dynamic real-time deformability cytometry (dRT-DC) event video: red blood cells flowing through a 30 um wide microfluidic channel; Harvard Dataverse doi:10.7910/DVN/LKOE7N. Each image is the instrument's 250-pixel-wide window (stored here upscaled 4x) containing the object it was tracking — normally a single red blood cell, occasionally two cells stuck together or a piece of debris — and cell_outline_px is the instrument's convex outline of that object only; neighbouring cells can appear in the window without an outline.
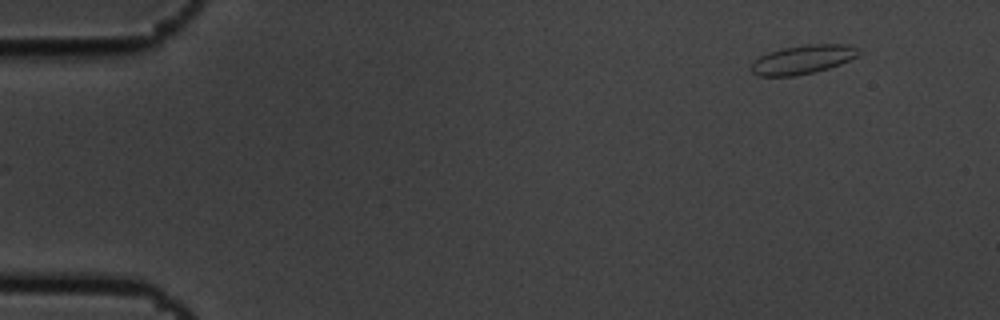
{"species": "common noctule bat (a hibernating species)", "species_latin": "Nyctalus noctula", "temperature_condition": "cold", "stored_images_in_passage": 6, "segment_of_instrument_passage": [2, 2], "camera_frame_rate_fps": 3000, "um_per_image_px": 0.085, "animal": {"sex": "male", "body_mass_g": 19.5, "forearm_length_mm": 54.6}, "frame": {"image": 1, "passage_image": 6, "time_ms": 1.667, "image_size_px": [1000, 320], "cell_outline_px": [[864, 52], [840, 64], [816, 72], [796, 76], [760, 76], [752, 72], [752, 64], [760, 56], [768, 52], [784, 48], [804, 44], [848, 44]], "centroid_in_image_um": [68.27, 5.05], "position_along_channel_um": 16.7, "area_um2": 18.03}}